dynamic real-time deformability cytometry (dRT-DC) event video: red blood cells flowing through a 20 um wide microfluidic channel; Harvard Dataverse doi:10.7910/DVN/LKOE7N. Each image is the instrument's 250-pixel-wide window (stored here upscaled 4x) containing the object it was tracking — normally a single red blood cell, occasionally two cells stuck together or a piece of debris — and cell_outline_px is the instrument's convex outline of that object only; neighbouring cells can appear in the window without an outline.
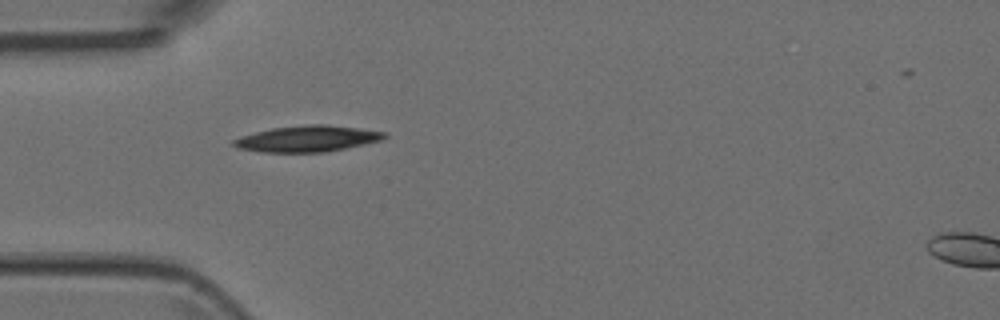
{"species": "Egyptian fruit bat (a non-hibernating species)", "species_latin": "Rousettus aegyptiacus", "temperature_condition": "room temperature", "stored_images_in_passage": 2, "camera_frame_rate_fps": 3000, "um_per_image_px": 0.085, "animal": {"sex": "female"}, "frame": {"image": 1, "passage_image": 1, "time_ms": 0.0, "image_size_px": [1000, 320], "cell_outline_px": [[388, 136], [380, 140], [364, 144], [324, 152], [260, 152], [236, 148], [232, 144], [232, 140], [240, 136], [272, 128], [304, 124], [328, 124], [360, 128], [388, 132]], "centroid_in_image_um": [26.12, 11.78], "position_along_channel_um": 58.9, "area_um2": 23.12}}